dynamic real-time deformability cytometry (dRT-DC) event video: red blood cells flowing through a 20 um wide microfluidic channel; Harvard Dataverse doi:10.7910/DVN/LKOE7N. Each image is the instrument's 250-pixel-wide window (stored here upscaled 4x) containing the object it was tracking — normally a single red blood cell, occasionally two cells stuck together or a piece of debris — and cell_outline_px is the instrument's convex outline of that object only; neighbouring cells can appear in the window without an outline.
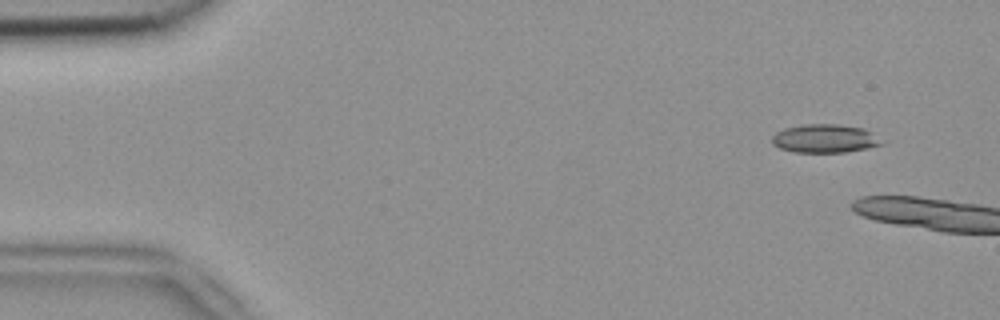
{"species": "common noctule bat (a hibernating species)", "species_latin": "Nyctalus noctula", "temperature_condition": "room temperature", "stored_images_in_passage": 6, "segment_of_instrument_passage": [2, 2], "camera_frame_rate_fps": 3000, "um_per_image_px": 0.085, "animal": {"sex": "female", "body_mass_g": 18.4}, "frame": {"image": 1, "passage_image": 6, "time_ms": 1.667, "image_size_px": [1000, 320], "cell_outline_px": [[884, 144], [868, 148], [844, 152], [796, 152], [780, 148], [772, 144], [772, 136], [776, 132], [784, 128], [800, 124], [840, 124], [864, 128]], "centroid_in_image_um": [70.06, 11.76], "position_along_channel_um": 14.9, "area_um2": 18.09}}